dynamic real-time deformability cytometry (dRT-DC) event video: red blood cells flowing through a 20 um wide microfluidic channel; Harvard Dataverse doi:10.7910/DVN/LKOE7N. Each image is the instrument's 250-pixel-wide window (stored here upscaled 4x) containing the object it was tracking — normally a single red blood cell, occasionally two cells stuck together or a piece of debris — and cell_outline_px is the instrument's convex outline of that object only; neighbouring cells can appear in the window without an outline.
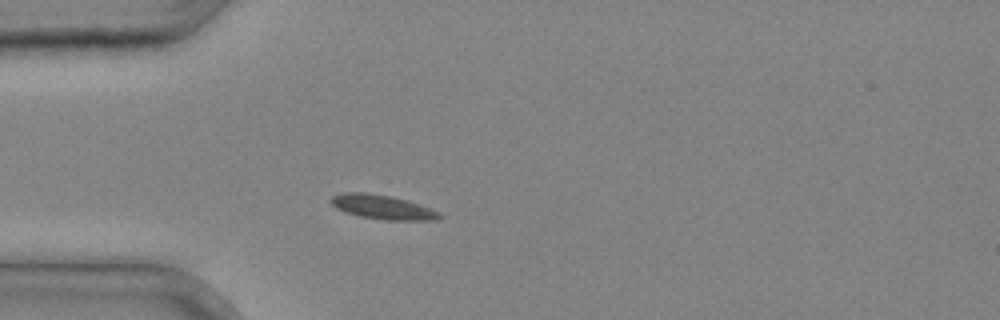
{"species": "common noctule bat (a hibernating species)", "species_latin": "Nyctalus noctula", "temperature_condition": "cold", "stored_images_in_passage": 27, "camera_frame_rate_fps": 3000, "um_per_image_px": 0.085, "animal": {"sex": "male", "body_mass_g": 20.4}, "frame": {"image": 1, "passage_image": 1, "time_ms": 0.0, "image_size_px": [1000, 320], "cell_outline_px": [[444, 216], [436, 220], [384, 220], [360, 216], [336, 208], [328, 200], [332, 196], [344, 192], [364, 192], [388, 196], [404, 200], [440, 212]], "centroid_in_image_um": [32.48, 17.61], "position_along_channel_um": 52.5, "area_um2": 15.03}}
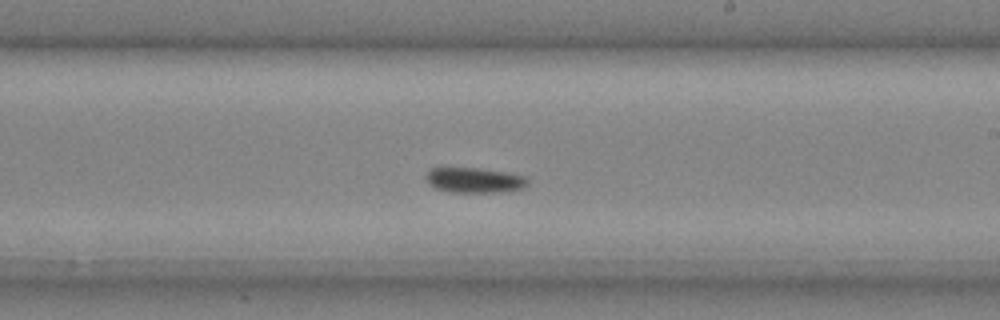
{"frame": {"image": 2, "passage_image": 13, "time_ms": 4.0, "image_size_px": [1000, 320], "cell_outline_px": [[528, 184], [524, 188], [496, 192], [448, 192], [436, 188], [428, 184], [424, 176], [432, 168], [480, 168], [504, 172], [524, 176], [528, 180]], "centroid_in_image_um": [40.29, 15.32], "position_along_channel_um": 248.7, "area_um2": 14.85}}
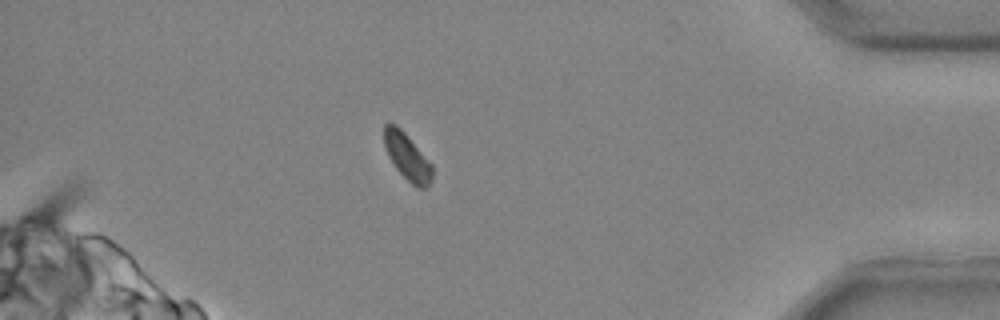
{"frame": {"image": 3, "passage_image": 24, "time_ms": 7.667, "image_size_px": [1000, 320], "cell_outline_px": [[432, 180], [428, 188], [416, 188], [396, 168], [388, 156], [384, 144], [384, 124], [396, 124], [404, 132], [432, 164]], "centroid_in_image_um": [34.63, 13.35], "position_along_channel_um": 400.6, "area_um2": 12.95}}